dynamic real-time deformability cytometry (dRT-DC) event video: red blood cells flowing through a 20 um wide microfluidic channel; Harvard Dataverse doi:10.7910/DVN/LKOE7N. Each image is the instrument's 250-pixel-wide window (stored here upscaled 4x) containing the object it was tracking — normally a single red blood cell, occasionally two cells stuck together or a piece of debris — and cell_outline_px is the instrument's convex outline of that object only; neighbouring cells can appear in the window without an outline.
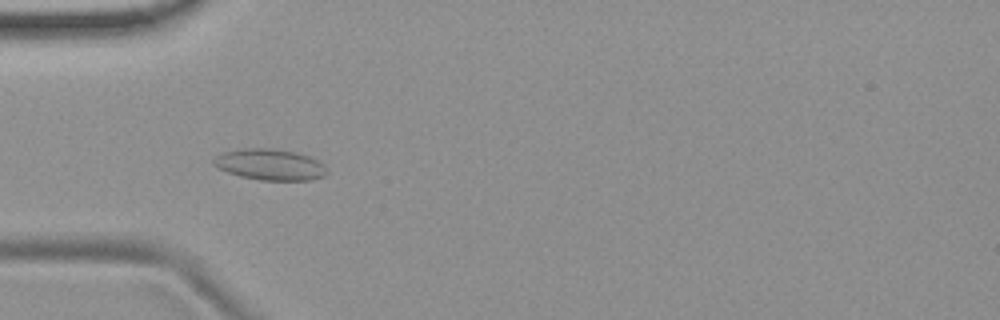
{"species": "common noctule bat (a hibernating species)", "species_latin": "Nyctalus noctula", "temperature_condition": "room temperature", "stored_images_in_passage": 54, "camera_frame_rate_fps": 3000, "um_per_image_px": 0.085, "animal": {"sex": "female", "body_mass_g": 19.9}, "frame": {"image": 1, "passage_image": 17, "time_ms": 5.333, "image_size_px": [1000, 320], "cell_outline_px": [[328, 172], [324, 176], [312, 180], [260, 180], [240, 176], [216, 168], [212, 164], [212, 160], [216, 156], [224, 152], [244, 148], [276, 148], [296, 152], [308, 156], [324, 164]], "centroid_in_image_um": [22.94, 13.98], "position_along_channel_um": 62.1, "area_um2": 20.69}}
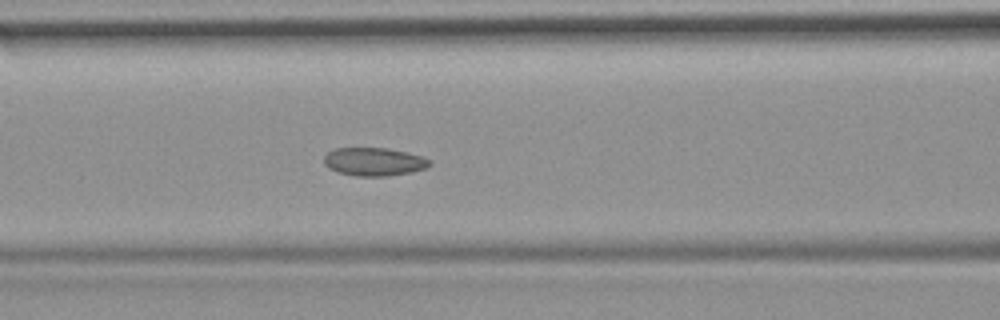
{"frame": {"image": 2, "passage_image": 23, "time_ms": 7.333, "image_size_px": [1000, 320], "cell_outline_px": [[432, 164], [424, 168], [412, 172], [388, 176], [356, 176], [336, 172], [328, 168], [324, 164], [324, 156], [332, 148], [388, 148], [424, 156], [432, 160]], "centroid_in_image_um": [31.79, 13.74], "position_along_channel_um": 134.8, "area_um2": 17.63}}
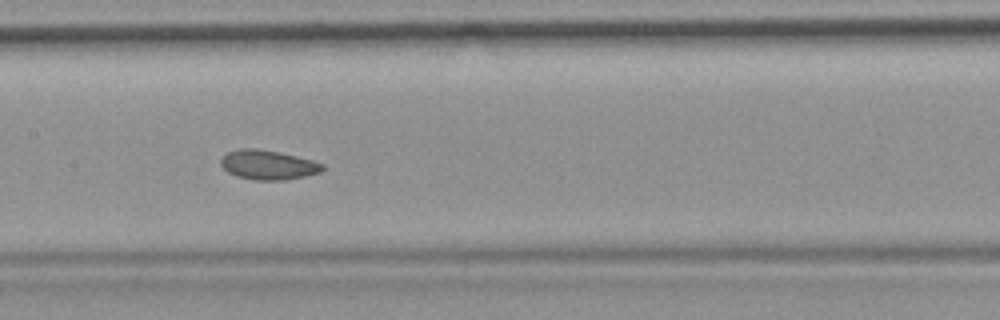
{"frame": {"image": 3, "passage_image": 27, "time_ms": 8.667, "image_size_px": [1000, 320], "cell_outline_px": [[324, 168], [320, 172], [304, 176], [284, 180], [256, 180], [236, 176], [228, 172], [220, 164], [220, 160], [228, 152], [240, 148], [256, 148], [296, 156], [312, 160], [324, 164]], "centroid_in_image_um": [22.77, 14.01], "position_along_channel_um": 184.6, "area_um2": 17.28}, "authors_computed_cell_mechanics": {"area_um2": 17.9758, "velocity_mm_per_s": 3.7487, "shape_relaxation_time_tau1_ms": null, "shape_relaxation_time_tau2_ms": 4.222, "deformation_change_tau1": null, "deformation_change_tau2": 0.0948}}